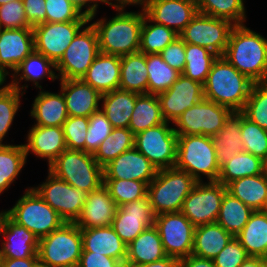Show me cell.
<instances>
[{"instance_id": "7402d4cb", "label": "cell", "mask_w": 267, "mask_h": 267, "mask_svg": "<svg viewBox=\"0 0 267 267\" xmlns=\"http://www.w3.org/2000/svg\"><path fill=\"white\" fill-rule=\"evenodd\" d=\"M68 116L90 117L101 110L102 94L82 79H60Z\"/></svg>"}, {"instance_id": "6125c7cd", "label": "cell", "mask_w": 267, "mask_h": 267, "mask_svg": "<svg viewBox=\"0 0 267 267\" xmlns=\"http://www.w3.org/2000/svg\"><path fill=\"white\" fill-rule=\"evenodd\" d=\"M180 267H215V264L213 260L191 254L180 259Z\"/></svg>"}, {"instance_id": "be15d7a7", "label": "cell", "mask_w": 267, "mask_h": 267, "mask_svg": "<svg viewBox=\"0 0 267 267\" xmlns=\"http://www.w3.org/2000/svg\"><path fill=\"white\" fill-rule=\"evenodd\" d=\"M135 267H180V259L172 256H166L163 259L152 263L143 264Z\"/></svg>"}, {"instance_id": "5bb4252c", "label": "cell", "mask_w": 267, "mask_h": 267, "mask_svg": "<svg viewBox=\"0 0 267 267\" xmlns=\"http://www.w3.org/2000/svg\"><path fill=\"white\" fill-rule=\"evenodd\" d=\"M32 188L66 223H74L78 219L87 198L86 192L71 186L49 170L46 181Z\"/></svg>"}, {"instance_id": "34e18365", "label": "cell", "mask_w": 267, "mask_h": 267, "mask_svg": "<svg viewBox=\"0 0 267 267\" xmlns=\"http://www.w3.org/2000/svg\"><path fill=\"white\" fill-rule=\"evenodd\" d=\"M4 213V210L0 212V218H1V215Z\"/></svg>"}, {"instance_id": "3957f363", "label": "cell", "mask_w": 267, "mask_h": 267, "mask_svg": "<svg viewBox=\"0 0 267 267\" xmlns=\"http://www.w3.org/2000/svg\"><path fill=\"white\" fill-rule=\"evenodd\" d=\"M253 83L223 56H218L203 84L204 98L225 106L232 112H241Z\"/></svg>"}, {"instance_id": "11a10c76", "label": "cell", "mask_w": 267, "mask_h": 267, "mask_svg": "<svg viewBox=\"0 0 267 267\" xmlns=\"http://www.w3.org/2000/svg\"><path fill=\"white\" fill-rule=\"evenodd\" d=\"M248 257L240 241L233 237L213 261L215 267H239Z\"/></svg>"}, {"instance_id": "7dc6e473", "label": "cell", "mask_w": 267, "mask_h": 267, "mask_svg": "<svg viewBox=\"0 0 267 267\" xmlns=\"http://www.w3.org/2000/svg\"><path fill=\"white\" fill-rule=\"evenodd\" d=\"M241 113L267 130V82L253 83Z\"/></svg>"}, {"instance_id": "2e32d148", "label": "cell", "mask_w": 267, "mask_h": 267, "mask_svg": "<svg viewBox=\"0 0 267 267\" xmlns=\"http://www.w3.org/2000/svg\"><path fill=\"white\" fill-rule=\"evenodd\" d=\"M89 20L69 22H42L33 26L35 51L43 54L55 64L65 53L76 34Z\"/></svg>"}, {"instance_id": "91938a15", "label": "cell", "mask_w": 267, "mask_h": 267, "mask_svg": "<svg viewBox=\"0 0 267 267\" xmlns=\"http://www.w3.org/2000/svg\"><path fill=\"white\" fill-rule=\"evenodd\" d=\"M68 1H70L82 15L88 17L89 22H91L97 14L96 12L99 4L96 0H68ZM83 8L85 9L84 11Z\"/></svg>"}, {"instance_id": "836d02e7", "label": "cell", "mask_w": 267, "mask_h": 267, "mask_svg": "<svg viewBox=\"0 0 267 267\" xmlns=\"http://www.w3.org/2000/svg\"><path fill=\"white\" fill-rule=\"evenodd\" d=\"M227 191L253 211H264L267 201V177L246 176L227 185Z\"/></svg>"}, {"instance_id": "4316f807", "label": "cell", "mask_w": 267, "mask_h": 267, "mask_svg": "<svg viewBox=\"0 0 267 267\" xmlns=\"http://www.w3.org/2000/svg\"><path fill=\"white\" fill-rule=\"evenodd\" d=\"M82 80L101 94L119 89L120 56L100 52Z\"/></svg>"}, {"instance_id": "db71d44e", "label": "cell", "mask_w": 267, "mask_h": 267, "mask_svg": "<svg viewBox=\"0 0 267 267\" xmlns=\"http://www.w3.org/2000/svg\"><path fill=\"white\" fill-rule=\"evenodd\" d=\"M2 29L33 28L28 22L22 1H10L0 6Z\"/></svg>"}, {"instance_id": "7a4b0ae2", "label": "cell", "mask_w": 267, "mask_h": 267, "mask_svg": "<svg viewBox=\"0 0 267 267\" xmlns=\"http://www.w3.org/2000/svg\"><path fill=\"white\" fill-rule=\"evenodd\" d=\"M113 9L118 11L114 17L91 23L97 32L99 51L120 57L139 52L141 27L145 16L143 9L140 12H125L124 6Z\"/></svg>"}, {"instance_id": "484cf974", "label": "cell", "mask_w": 267, "mask_h": 267, "mask_svg": "<svg viewBox=\"0 0 267 267\" xmlns=\"http://www.w3.org/2000/svg\"><path fill=\"white\" fill-rule=\"evenodd\" d=\"M82 251L102 254L125 264L127 244H125L112 226L81 229Z\"/></svg>"}, {"instance_id": "7c38bea8", "label": "cell", "mask_w": 267, "mask_h": 267, "mask_svg": "<svg viewBox=\"0 0 267 267\" xmlns=\"http://www.w3.org/2000/svg\"><path fill=\"white\" fill-rule=\"evenodd\" d=\"M233 26L229 20L198 12L179 33V37L185 43L207 48L216 55L223 56Z\"/></svg>"}, {"instance_id": "ffe728a7", "label": "cell", "mask_w": 267, "mask_h": 267, "mask_svg": "<svg viewBox=\"0 0 267 267\" xmlns=\"http://www.w3.org/2000/svg\"><path fill=\"white\" fill-rule=\"evenodd\" d=\"M0 258H38L39 238L26 227L18 225L5 212L0 218Z\"/></svg>"}, {"instance_id": "8992f818", "label": "cell", "mask_w": 267, "mask_h": 267, "mask_svg": "<svg viewBox=\"0 0 267 267\" xmlns=\"http://www.w3.org/2000/svg\"><path fill=\"white\" fill-rule=\"evenodd\" d=\"M56 177L87 194L104 184L103 167L85 151L64 150L49 166Z\"/></svg>"}, {"instance_id": "4dcf8cb0", "label": "cell", "mask_w": 267, "mask_h": 267, "mask_svg": "<svg viewBox=\"0 0 267 267\" xmlns=\"http://www.w3.org/2000/svg\"><path fill=\"white\" fill-rule=\"evenodd\" d=\"M220 168L234 155L244 151L241 139V112H233L223 128L211 137Z\"/></svg>"}, {"instance_id": "60d3db41", "label": "cell", "mask_w": 267, "mask_h": 267, "mask_svg": "<svg viewBox=\"0 0 267 267\" xmlns=\"http://www.w3.org/2000/svg\"><path fill=\"white\" fill-rule=\"evenodd\" d=\"M146 65L148 71V94L158 95L168 90L181 74L171 68L160 54H146Z\"/></svg>"}, {"instance_id": "f5cc1de1", "label": "cell", "mask_w": 267, "mask_h": 267, "mask_svg": "<svg viewBox=\"0 0 267 267\" xmlns=\"http://www.w3.org/2000/svg\"><path fill=\"white\" fill-rule=\"evenodd\" d=\"M46 22L89 20L68 0H45Z\"/></svg>"}, {"instance_id": "003e7915", "label": "cell", "mask_w": 267, "mask_h": 267, "mask_svg": "<svg viewBox=\"0 0 267 267\" xmlns=\"http://www.w3.org/2000/svg\"><path fill=\"white\" fill-rule=\"evenodd\" d=\"M147 0H118V6H124L126 7L127 5H144Z\"/></svg>"}, {"instance_id": "89a4df30", "label": "cell", "mask_w": 267, "mask_h": 267, "mask_svg": "<svg viewBox=\"0 0 267 267\" xmlns=\"http://www.w3.org/2000/svg\"><path fill=\"white\" fill-rule=\"evenodd\" d=\"M262 165H263V174L267 177V154L262 159Z\"/></svg>"}, {"instance_id": "277c9868", "label": "cell", "mask_w": 267, "mask_h": 267, "mask_svg": "<svg viewBox=\"0 0 267 267\" xmlns=\"http://www.w3.org/2000/svg\"><path fill=\"white\" fill-rule=\"evenodd\" d=\"M176 169L187 172L197 182L203 174L209 182L217 181L220 166L216 159L211 137L204 135H178Z\"/></svg>"}, {"instance_id": "4fadbf2b", "label": "cell", "mask_w": 267, "mask_h": 267, "mask_svg": "<svg viewBox=\"0 0 267 267\" xmlns=\"http://www.w3.org/2000/svg\"><path fill=\"white\" fill-rule=\"evenodd\" d=\"M227 186L217 181L197 182L185 198L181 212L195 226L216 223Z\"/></svg>"}, {"instance_id": "8c879c8a", "label": "cell", "mask_w": 267, "mask_h": 267, "mask_svg": "<svg viewBox=\"0 0 267 267\" xmlns=\"http://www.w3.org/2000/svg\"><path fill=\"white\" fill-rule=\"evenodd\" d=\"M35 267H48V266L43 265V264H41V263H38Z\"/></svg>"}, {"instance_id": "f1b7e54d", "label": "cell", "mask_w": 267, "mask_h": 267, "mask_svg": "<svg viewBox=\"0 0 267 267\" xmlns=\"http://www.w3.org/2000/svg\"><path fill=\"white\" fill-rule=\"evenodd\" d=\"M53 69L56 70V64L52 60L46 58L43 54L34 50L21 62L14 73L11 74L13 80L10 81V85L21 93H25V89L28 88V85L24 84L20 86V81H33L35 87L42 89V86L39 84L41 79L45 77L50 78L52 81L58 79V76Z\"/></svg>"}, {"instance_id": "9a60e30c", "label": "cell", "mask_w": 267, "mask_h": 267, "mask_svg": "<svg viewBox=\"0 0 267 267\" xmlns=\"http://www.w3.org/2000/svg\"><path fill=\"white\" fill-rule=\"evenodd\" d=\"M154 226L167 256L181 259L192 254L195 226L181 211L155 215Z\"/></svg>"}, {"instance_id": "83f0119b", "label": "cell", "mask_w": 267, "mask_h": 267, "mask_svg": "<svg viewBox=\"0 0 267 267\" xmlns=\"http://www.w3.org/2000/svg\"><path fill=\"white\" fill-rule=\"evenodd\" d=\"M161 237L153 225L127 245L125 267H135L165 258Z\"/></svg>"}, {"instance_id": "753ad0ef", "label": "cell", "mask_w": 267, "mask_h": 267, "mask_svg": "<svg viewBox=\"0 0 267 267\" xmlns=\"http://www.w3.org/2000/svg\"><path fill=\"white\" fill-rule=\"evenodd\" d=\"M264 211L267 212V201H266V206L264 208Z\"/></svg>"}, {"instance_id": "f35d334b", "label": "cell", "mask_w": 267, "mask_h": 267, "mask_svg": "<svg viewBox=\"0 0 267 267\" xmlns=\"http://www.w3.org/2000/svg\"><path fill=\"white\" fill-rule=\"evenodd\" d=\"M260 174H263L262 159L242 151L234 155L220 168L217 182L227 186L236 179Z\"/></svg>"}, {"instance_id": "6f0895ef", "label": "cell", "mask_w": 267, "mask_h": 267, "mask_svg": "<svg viewBox=\"0 0 267 267\" xmlns=\"http://www.w3.org/2000/svg\"><path fill=\"white\" fill-rule=\"evenodd\" d=\"M77 267H125L124 264L114 258L94 252L82 251Z\"/></svg>"}, {"instance_id": "e7e4bbea", "label": "cell", "mask_w": 267, "mask_h": 267, "mask_svg": "<svg viewBox=\"0 0 267 267\" xmlns=\"http://www.w3.org/2000/svg\"><path fill=\"white\" fill-rule=\"evenodd\" d=\"M239 267H267V258L249 256Z\"/></svg>"}, {"instance_id": "ee69618b", "label": "cell", "mask_w": 267, "mask_h": 267, "mask_svg": "<svg viewBox=\"0 0 267 267\" xmlns=\"http://www.w3.org/2000/svg\"><path fill=\"white\" fill-rule=\"evenodd\" d=\"M185 53L186 64L182 74L204 84L218 55L207 48L189 43H185Z\"/></svg>"}, {"instance_id": "52a82bcc", "label": "cell", "mask_w": 267, "mask_h": 267, "mask_svg": "<svg viewBox=\"0 0 267 267\" xmlns=\"http://www.w3.org/2000/svg\"><path fill=\"white\" fill-rule=\"evenodd\" d=\"M82 250L81 229L65 222L39 239L37 255L39 263L48 267H77Z\"/></svg>"}, {"instance_id": "d4e9b609", "label": "cell", "mask_w": 267, "mask_h": 267, "mask_svg": "<svg viewBox=\"0 0 267 267\" xmlns=\"http://www.w3.org/2000/svg\"><path fill=\"white\" fill-rule=\"evenodd\" d=\"M27 144H23L26 156L31 151L36 157L46 159L48 166L67 149L63 128L34 125L28 132Z\"/></svg>"}, {"instance_id": "681fc988", "label": "cell", "mask_w": 267, "mask_h": 267, "mask_svg": "<svg viewBox=\"0 0 267 267\" xmlns=\"http://www.w3.org/2000/svg\"><path fill=\"white\" fill-rule=\"evenodd\" d=\"M113 127L102 110L89 117V127L85 138V152L94 154Z\"/></svg>"}, {"instance_id": "c3c4849f", "label": "cell", "mask_w": 267, "mask_h": 267, "mask_svg": "<svg viewBox=\"0 0 267 267\" xmlns=\"http://www.w3.org/2000/svg\"><path fill=\"white\" fill-rule=\"evenodd\" d=\"M241 139L244 151L261 159L267 154V130L250 121L241 113Z\"/></svg>"}, {"instance_id": "d6a6232c", "label": "cell", "mask_w": 267, "mask_h": 267, "mask_svg": "<svg viewBox=\"0 0 267 267\" xmlns=\"http://www.w3.org/2000/svg\"><path fill=\"white\" fill-rule=\"evenodd\" d=\"M232 238L217 222L195 227L192 255L213 260Z\"/></svg>"}, {"instance_id": "2644e50d", "label": "cell", "mask_w": 267, "mask_h": 267, "mask_svg": "<svg viewBox=\"0 0 267 267\" xmlns=\"http://www.w3.org/2000/svg\"><path fill=\"white\" fill-rule=\"evenodd\" d=\"M10 1H23V0H0V6L4 5V4H6V3L10 2Z\"/></svg>"}, {"instance_id": "1f68e13d", "label": "cell", "mask_w": 267, "mask_h": 267, "mask_svg": "<svg viewBox=\"0 0 267 267\" xmlns=\"http://www.w3.org/2000/svg\"><path fill=\"white\" fill-rule=\"evenodd\" d=\"M139 94L116 89L102 94L101 110L111 122L113 128H128L131 115Z\"/></svg>"}, {"instance_id": "d6986e66", "label": "cell", "mask_w": 267, "mask_h": 267, "mask_svg": "<svg viewBox=\"0 0 267 267\" xmlns=\"http://www.w3.org/2000/svg\"><path fill=\"white\" fill-rule=\"evenodd\" d=\"M151 23L180 33L198 13L196 0H147L142 6Z\"/></svg>"}, {"instance_id": "8fae6325", "label": "cell", "mask_w": 267, "mask_h": 267, "mask_svg": "<svg viewBox=\"0 0 267 267\" xmlns=\"http://www.w3.org/2000/svg\"><path fill=\"white\" fill-rule=\"evenodd\" d=\"M169 123L157 125L135 134L134 147L156 168H173L176 163L177 138Z\"/></svg>"}, {"instance_id": "680465c9", "label": "cell", "mask_w": 267, "mask_h": 267, "mask_svg": "<svg viewBox=\"0 0 267 267\" xmlns=\"http://www.w3.org/2000/svg\"><path fill=\"white\" fill-rule=\"evenodd\" d=\"M22 3L26 18L32 26L46 22L45 0H23Z\"/></svg>"}, {"instance_id": "94428289", "label": "cell", "mask_w": 267, "mask_h": 267, "mask_svg": "<svg viewBox=\"0 0 267 267\" xmlns=\"http://www.w3.org/2000/svg\"><path fill=\"white\" fill-rule=\"evenodd\" d=\"M38 263V258H0V267H35Z\"/></svg>"}, {"instance_id": "5b68a950", "label": "cell", "mask_w": 267, "mask_h": 267, "mask_svg": "<svg viewBox=\"0 0 267 267\" xmlns=\"http://www.w3.org/2000/svg\"><path fill=\"white\" fill-rule=\"evenodd\" d=\"M196 183L191 175L175 167L158 170L147 187L154 214L180 212L185 198Z\"/></svg>"}, {"instance_id": "9c48e42d", "label": "cell", "mask_w": 267, "mask_h": 267, "mask_svg": "<svg viewBox=\"0 0 267 267\" xmlns=\"http://www.w3.org/2000/svg\"><path fill=\"white\" fill-rule=\"evenodd\" d=\"M99 53L97 32L88 24L76 34L56 63L58 79H82Z\"/></svg>"}, {"instance_id": "816d5d0a", "label": "cell", "mask_w": 267, "mask_h": 267, "mask_svg": "<svg viewBox=\"0 0 267 267\" xmlns=\"http://www.w3.org/2000/svg\"><path fill=\"white\" fill-rule=\"evenodd\" d=\"M89 117L69 116L62 125L67 149L85 151Z\"/></svg>"}, {"instance_id": "7bdbcfd3", "label": "cell", "mask_w": 267, "mask_h": 267, "mask_svg": "<svg viewBox=\"0 0 267 267\" xmlns=\"http://www.w3.org/2000/svg\"><path fill=\"white\" fill-rule=\"evenodd\" d=\"M177 37H179V34L173 29L164 25L151 24V21L144 16L141 27L139 52L144 54H159Z\"/></svg>"}, {"instance_id": "603a6c76", "label": "cell", "mask_w": 267, "mask_h": 267, "mask_svg": "<svg viewBox=\"0 0 267 267\" xmlns=\"http://www.w3.org/2000/svg\"><path fill=\"white\" fill-rule=\"evenodd\" d=\"M34 50L33 28L0 31V66L9 74V71L14 72Z\"/></svg>"}, {"instance_id": "ba28073f", "label": "cell", "mask_w": 267, "mask_h": 267, "mask_svg": "<svg viewBox=\"0 0 267 267\" xmlns=\"http://www.w3.org/2000/svg\"><path fill=\"white\" fill-rule=\"evenodd\" d=\"M16 204L4 212L18 225L26 227L39 239L59 229L65 221L31 187L25 189Z\"/></svg>"}, {"instance_id": "03108f58", "label": "cell", "mask_w": 267, "mask_h": 267, "mask_svg": "<svg viewBox=\"0 0 267 267\" xmlns=\"http://www.w3.org/2000/svg\"><path fill=\"white\" fill-rule=\"evenodd\" d=\"M7 75H9V73L0 66V93L6 91L11 86L10 83L3 86V84L6 82Z\"/></svg>"}, {"instance_id": "74e56055", "label": "cell", "mask_w": 267, "mask_h": 267, "mask_svg": "<svg viewBox=\"0 0 267 267\" xmlns=\"http://www.w3.org/2000/svg\"><path fill=\"white\" fill-rule=\"evenodd\" d=\"M254 211L228 191L225 192L216 222L233 237L244 228Z\"/></svg>"}, {"instance_id": "d590c367", "label": "cell", "mask_w": 267, "mask_h": 267, "mask_svg": "<svg viewBox=\"0 0 267 267\" xmlns=\"http://www.w3.org/2000/svg\"><path fill=\"white\" fill-rule=\"evenodd\" d=\"M236 238L249 256L267 258V212L254 211Z\"/></svg>"}, {"instance_id": "f907efd6", "label": "cell", "mask_w": 267, "mask_h": 267, "mask_svg": "<svg viewBox=\"0 0 267 267\" xmlns=\"http://www.w3.org/2000/svg\"><path fill=\"white\" fill-rule=\"evenodd\" d=\"M23 94L11 86L0 93V144H2L17 111L21 107L20 96Z\"/></svg>"}, {"instance_id": "cb8c5ba5", "label": "cell", "mask_w": 267, "mask_h": 267, "mask_svg": "<svg viewBox=\"0 0 267 267\" xmlns=\"http://www.w3.org/2000/svg\"><path fill=\"white\" fill-rule=\"evenodd\" d=\"M116 210V203L108 189L102 185L87 194L81 213L74 223L80 229L111 226Z\"/></svg>"}, {"instance_id": "44dd1931", "label": "cell", "mask_w": 267, "mask_h": 267, "mask_svg": "<svg viewBox=\"0 0 267 267\" xmlns=\"http://www.w3.org/2000/svg\"><path fill=\"white\" fill-rule=\"evenodd\" d=\"M157 171L135 147L121 153L103 167L104 179L138 180L147 185L156 177Z\"/></svg>"}, {"instance_id": "ac0fdd59", "label": "cell", "mask_w": 267, "mask_h": 267, "mask_svg": "<svg viewBox=\"0 0 267 267\" xmlns=\"http://www.w3.org/2000/svg\"><path fill=\"white\" fill-rule=\"evenodd\" d=\"M155 214L149 197L117 207L112 228L125 244L131 243L146 228L154 225Z\"/></svg>"}, {"instance_id": "6da1fadb", "label": "cell", "mask_w": 267, "mask_h": 267, "mask_svg": "<svg viewBox=\"0 0 267 267\" xmlns=\"http://www.w3.org/2000/svg\"><path fill=\"white\" fill-rule=\"evenodd\" d=\"M223 57L254 83L267 82V39L246 25H234Z\"/></svg>"}, {"instance_id": "8d00e7d4", "label": "cell", "mask_w": 267, "mask_h": 267, "mask_svg": "<svg viewBox=\"0 0 267 267\" xmlns=\"http://www.w3.org/2000/svg\"><path fill=\"white\" fill-rule=\"evenodd\" d=\"M164 122L157 95L139 94L128 127L132 133L135 135Z\"/></svg>"}, {"instance_id": "e0dca14e", "label": "cell", "mask_w": 267, "mask_h": 267, "mask_svg": "<svg viewBox=\"0 0 267 267\" xmlns=\"http://www.w3.org/2000/svg\"><path fill=\"white\" fill-rule=\"evenodd\" d=\"M163 119L175 120L188 108L204 99L203 84L180 74L171 87L157 95Z\"/></svg>"}, {"instance_id": "f6af8a7d", "label": "cell", "mask_w": 267, "mask_h": 267, "mask_svg": "<svg viewBox=\"0 0 267 267\" xmlns=\"http://www.w3.org/2000/svg\"><path fill=\"white\" fill-rule=\"evenodd\" d=\"M198 12L229 20L234 25L246 22L244 0H196Z\"/></svg>"}, {"instance_id": "f546056e", "label": "cell", "mask_w": 267, "mask_h": 267, "mask_svg": "<svg viewBox=\"0 0 267 267\" xmlns=\"http://www.w3.org/2000/svg\"><path fill=\"white\" fill-rule=\"evenodd\" d=\"M33 102L30 116L36 120L34 125L62 127L69 117L61 91L57 94L41 89Z\"/></svg>"}, {"instance_id": "a7ac6f4b", "label": "cell", "mask_w": 267, "mask_h": 267, "mask_svg": "<svg viewBox=\"0 0 267 267\" xmlns=\"http://www.w3.org/2000/svg\"><path fill=\"white\" fill-rule=\"evenodd\" d=\"M98 3L99 2H103L104 4H106V5H110L111 7H113V8H116V7H118V0H114L115 2L113 3L112 1L113 0H96Z\"/></svg>"}, {"instance_id": "9f6ffc18", "label": "cell", "mask_w": 267, "mask_h": 267, "mask_svg": "<svg viewBox=\"0 0 267 267\" xmlns=\"http://www.w3.org/2000/svg\"><path fill=\"white\" fill-rule=\"evenodd\" d=\"M159 54L171 68L182 74L186 64V53L185 42L180 37H177Z\"/></svg>"}, {"instance_id": "e575fe53", "label": "cell", "mask_w": 267, "mask_h": 267, "mask_svg": "<svg viewBox=\"0 0 267 267\" xmlns=\"http://www.w3.org/2000/svg\"><path fill=\"white\" fill-rule=\"evenodd\" d=\"M147 84L146 54L137 52L121 56L119 89L147 94Z\"/></svg>"}, {"instance_id": "bcb514c9", "label": "cell", "mask_w": 267, "mask_h": 267, "mask_svg": "<svg viewBox=\"0 0 267 267\" xmlns=\"http://www.w3.org/2000/svg\"><path fill=\"white\" fill-rule=\"evenodd\" d=\"M103 185L108 189L117 207L147 196L148 185L138 180L104 179Z\"/></svg>"}, {"instance_id": "b9f144b4", "label": "cell", "mask_w": 267, "mask_h": 267, "mask_svg": "<svg viewBox=\"0 0 267 267\" xmlns=\"http://www.w3.org/2000/svg\"><path fill=\"white\" fill-rule=\"evenodd\" d=\"M135 135L129 128H113L111 134L102 141L93 157L102 167L121 153L134 147Z\"/></svg>"}, {"instance_id": "ab89813d", "label": "cell", "mask_w": 267, "mask_h": 267, "mask_svg": "<svg viewBox=\"0 0 267 267\" xmlns=\"http://www.w3.org/2000/svg\"><path fill=\"white\" fill-rule=\"evenodd\" d=\"M26 162L23 144H0V195L15 181Z\"/></svg>"}, {"instance_id": "30bf717a", "label": "cell", "mask_w": 267, "mask_h": 267, "mask_svg": "<svg viewBox=\"0 0 267 267\" xmlns=\"http://www.w3.org/2000/svg\"><path fill=\"white\" fill-rule=\"evenodd\" d=\"M233 112L222 105L203 99L185 110L173 123L177 135L213 137Z\"/></svg>"}]
</instances>
